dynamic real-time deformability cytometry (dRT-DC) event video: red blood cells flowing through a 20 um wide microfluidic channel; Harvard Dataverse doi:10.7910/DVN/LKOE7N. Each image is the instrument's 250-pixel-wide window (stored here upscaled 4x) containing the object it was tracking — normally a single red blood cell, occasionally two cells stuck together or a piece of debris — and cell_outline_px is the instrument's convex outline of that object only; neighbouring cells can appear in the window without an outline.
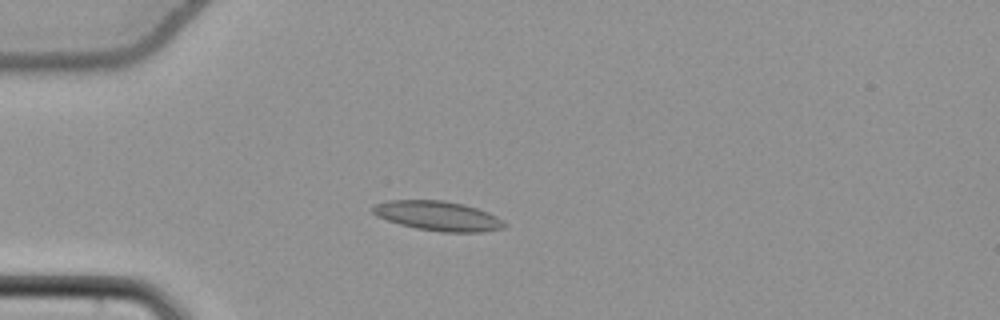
{"species": "common noctule bat (a hibernating species)", "species_latin": "Nyctalus noctula", "temperature_condition": "cold", "stored_images_in_passage": 56, "camera_frame_rate_fps": 3000, "um_per_image_px": 0.085, "animal": {"sex": "female", "body_mass_g": 22.7, "forearm_length_mm": 54.2}, "frame": {"image": 1, "passage_image": 17, "time_ms": 5.333, "image_size_px": [1000, 320], "cell_outline_px": [[508, 224], [504, 228], [480, 232], [440, 232], [416, 228], [400, 224], [376, 216], [372, 212], [372, 208], [376, 204], [388, 200], [444, 200], [464, 204], [488, 212], [496, 216]], "centroid_in_image_um": [37.24, 18.35], "position_along_channel_um": 47.8, "area_um2": 22.72}}
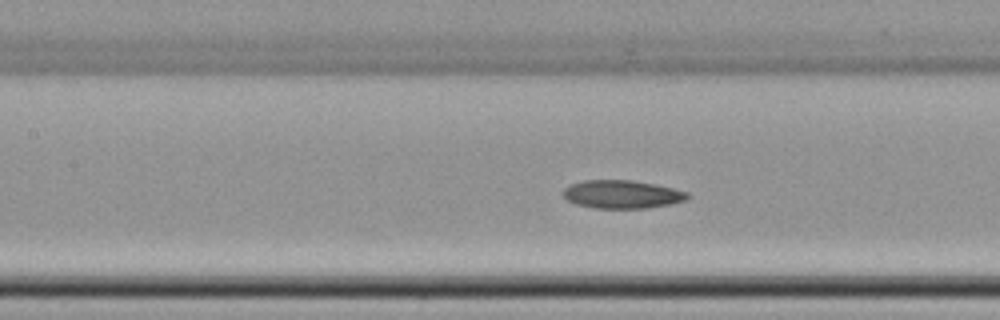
{"frame": {"image": 2, "passage_image": 27, "time_ms": 8.667, "image_size_px": [1000, 320], "cell_outline_px": [[692, 196], [688, 200], [648, 208], [596, 208], [576, 204], [568, 200], [564, 196], [564, 188], [568, 184], [584, 180], [632, 180], [656, 184], [688, 192]], "centroid_in_image_um": [52.9, 16.51], "position_along_channel_um": 154.5, "area_um2": 20.52}}
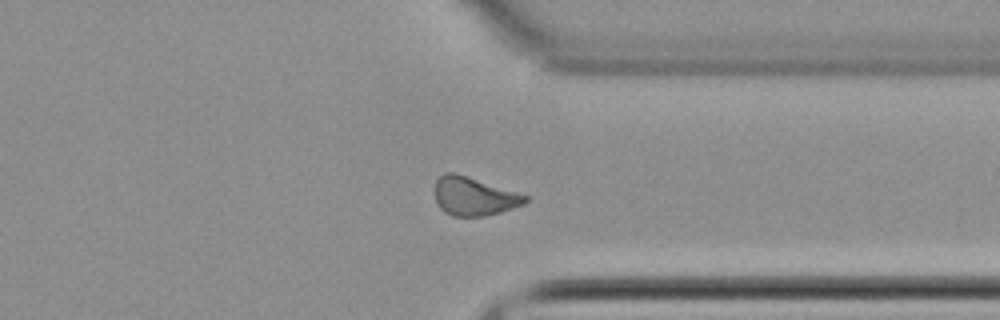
{"frame": {"image": 3, "passage_image": 44, "time_ms": 14.333, "image_size_px": [1000, 320], "cell_outline_px": [[528, 200], [524, 204], [500, 212], [484, 216], [452, 216], [444, 212], [436, 204], [436, 180], [444, 172], [456, 172], [528, 196]], "centroid_in_image_um": [40.26, 16.68], "position_along_channel_um": 371.1, "area_um2": 20.17}}